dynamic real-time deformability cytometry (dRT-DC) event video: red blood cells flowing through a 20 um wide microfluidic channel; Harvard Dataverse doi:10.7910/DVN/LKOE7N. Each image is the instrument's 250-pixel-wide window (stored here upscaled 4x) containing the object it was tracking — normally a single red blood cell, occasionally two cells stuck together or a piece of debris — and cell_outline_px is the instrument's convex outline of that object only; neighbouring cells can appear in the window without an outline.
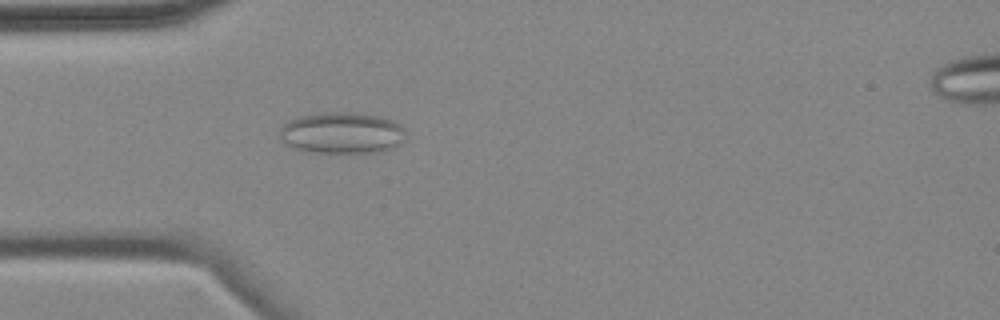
{"species": "common noctule bat (a hibernating species)", "species_latin": "Nyctalus noctula", "temperature_condition": "cold", "stored_images_in_passage": 4, "camera_frame_rate_fps": 3000, "um_per_image_px": 0.085, "animal": {"sex": "female", "body_mass_g": 18.4}, "frame": {"image": 1, "passage_image": 4, "time_ms": 3.667, "image_size_px": [1000, 320], "cell_outline_px": [[404, 140], [380, 152], [312, 152], [296, 148], [288, 144], [280, 136], [280, 128], [288, 120], [300, 116], [324, 112], [352, 112], [380, 116], [392, 120], [400, 124], [404, 128]], "centroid_in_image_um": [29.07, 11.27], "position_along_channel_um": 55.9, "area_um2": 30.06}}